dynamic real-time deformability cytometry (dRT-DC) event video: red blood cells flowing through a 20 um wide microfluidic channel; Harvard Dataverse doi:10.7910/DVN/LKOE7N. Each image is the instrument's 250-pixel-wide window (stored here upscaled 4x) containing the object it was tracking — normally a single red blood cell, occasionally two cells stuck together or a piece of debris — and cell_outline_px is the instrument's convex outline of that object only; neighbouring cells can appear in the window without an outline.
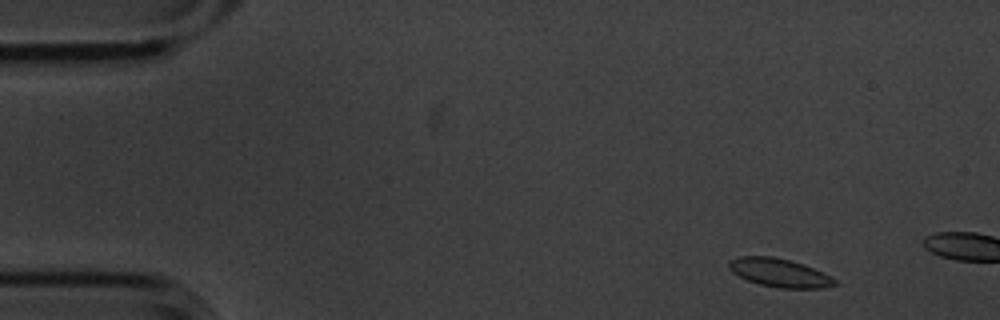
{"species": "common noctule bat (a hibernating species)", "species_latin": "Nyctalus noctula", "temperature_condition": "cold", "stored_images_in_passage": 3, "camera_frame_rate_fps": 3000, "um_per_image_px": 0.085, "animal": {"sex": "male", "body_mass_g": 20.1, "forearm_length_mm": 53.5}, "frame": {"image": 1, "passage_image": 1, "time_ms": 0.0, "image_size_px": [1000, 320], "cell_outline_px": [[840, 284], [820, 288], [780, 288], [760, 284], [748, 280], [732, 272], [728, 268], [728, 260], [740, 256], [772, 256], [804, 264], [836, 280]], "centroid_in_image_um": [66.22, 23.18], "position_along_channel_um": 18.8, "area_um2": 17.34}}